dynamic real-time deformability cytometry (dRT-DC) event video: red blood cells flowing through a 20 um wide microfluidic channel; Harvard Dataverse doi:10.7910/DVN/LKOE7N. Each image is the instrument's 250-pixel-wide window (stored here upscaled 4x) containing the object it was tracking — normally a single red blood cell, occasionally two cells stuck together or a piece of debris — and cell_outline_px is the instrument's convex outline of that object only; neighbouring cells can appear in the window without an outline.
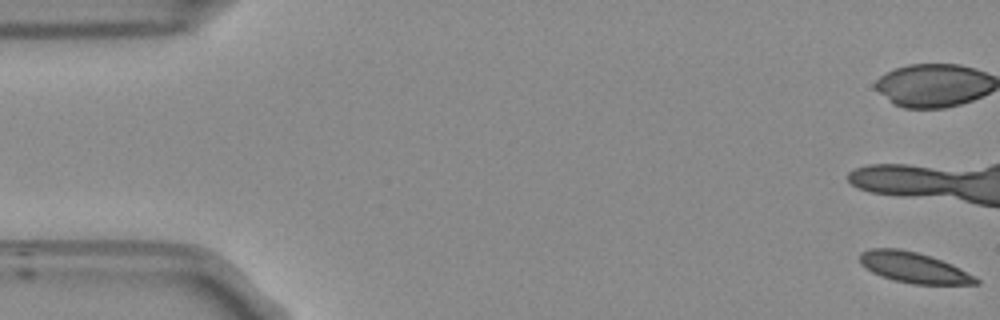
{"species": "Egyptian fruit bat (a non-hibernating species)", "species_latin": "Rousettus aegyptiacus", "temperature_condition": "room temperature", "stored_images_in_passage": 13, "camera_frame_rate_fps": 3000, "um_per_image_px": 0.085, "frame": {"image": 1, "passage_image": 1, "time_ms": 0.0, "image_size_px": [1000, 320], "cell_outline_px": [[980, 284], [912, 284], [892, 280], [880, 276], [872, 272], [860, 264], [860, 252], [872, 248], [896, 248], [916, 252], [952, 264], [960, 268], [980, 280]], "centroid_in_image_um": [77.64, 22.75], "position_along_channel_um": 7.4, "area_um2": 20.58}}